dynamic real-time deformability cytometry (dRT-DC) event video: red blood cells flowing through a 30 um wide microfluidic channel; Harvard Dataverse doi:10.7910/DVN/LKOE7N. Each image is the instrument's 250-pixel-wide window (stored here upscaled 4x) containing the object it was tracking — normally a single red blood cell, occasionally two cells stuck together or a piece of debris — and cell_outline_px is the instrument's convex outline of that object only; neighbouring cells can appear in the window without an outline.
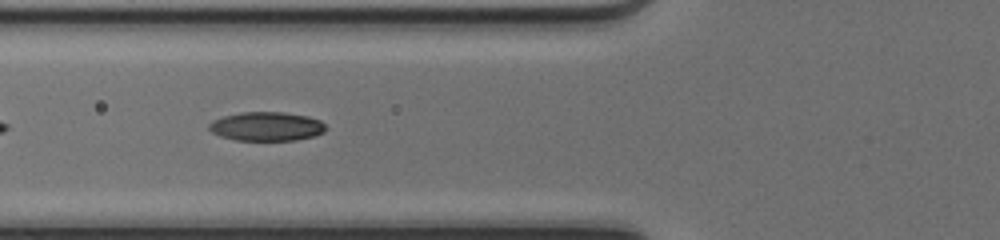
{"species": "common noctule bat (a hibernating species)", "species_latin": "Nyctalus noctula", "temperature_condition": "cold", "stored_images_in_passage": 15, "camera_frame_rate_fps": 3000, "um_per_image_px": 0.085, "animal": {"sex": "female", "body_mass_g": 17.0, "forearm_length_mm": 48.0}, "frame": {"image": 1, "passage_image": 5, "time_ms": 1.333, "image_size_px": [1000, 240], "cell_outline_px": [[324, 132], [316, 136], [296, 140], [236, 140], [220, 136], [212, 132], [208, 128], [208, 124], [212, 120], [224, 116], [240, 112], [284, 112], [308, 116], [320, 120], [324, 124]], "centroid_in_image_um": [22.65, 10.74], "position_along_channel_um": 103.2, "area_um2": 19.77}}
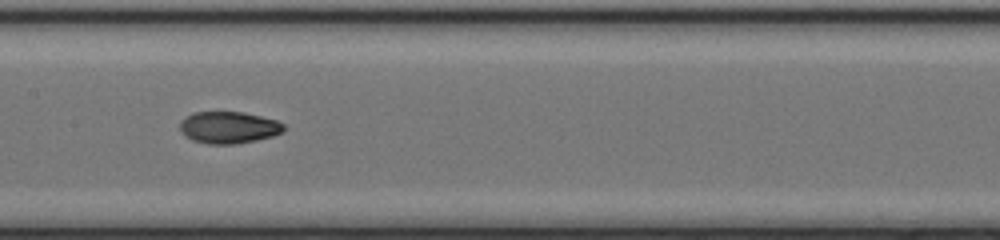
{"frame": {"image": 2, "passage_image": 11, "time_ms": 3.333, "image_size_px": [1000, 240], "cell_outline_px": [[284, 132], [272, 136], [256, 140], [236, 144], [208, 144], [192, 140], [180, 132], [180, 120], [192, 112], [244, 112], [276, 120], [284, 124]], "centroid_in_image_um": [19.42, 10.83], "position_along_channel_um": 188.0, "area_um2": 19.42}}